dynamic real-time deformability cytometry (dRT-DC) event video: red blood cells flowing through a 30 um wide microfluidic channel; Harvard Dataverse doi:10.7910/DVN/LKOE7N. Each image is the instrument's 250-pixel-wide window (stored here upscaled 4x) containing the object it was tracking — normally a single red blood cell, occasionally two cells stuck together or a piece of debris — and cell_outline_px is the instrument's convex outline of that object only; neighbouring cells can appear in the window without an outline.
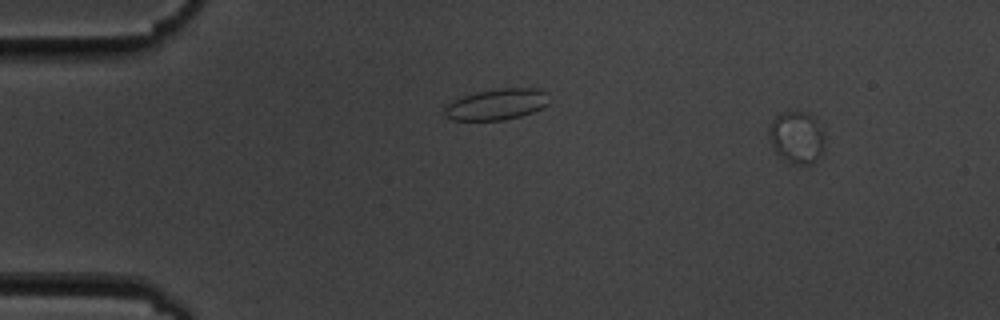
{"species": "common noctule bat (a hibernating species)", "species_latin": "Nyctalus noctula", "temperature_condition": "cold", "stored_images_in_passage": 3, "camera_frame_rate_fps": 3000, "um_per_image_px": 0.085, "animal": {"sex": "male", "body_mass_g": 19.5, "forearm_length_mm": 54.6}, "frame": {"image": 1, "passage_image": 1, "time_ms": 0.0, "image_size_px": [1000, 320], "cell_outline_px": [[824, 148], [808, 164], [796, 164], [788, 160], [776, 152], [768, 132], [768, 128], [776, 116], [784, 112], [804, 112], [816, 116], [824, 132]], "centroid_in_image_um": [67.75, 11.61], "position_along_channel_um": 17.2, "area_um2": 16.47}}
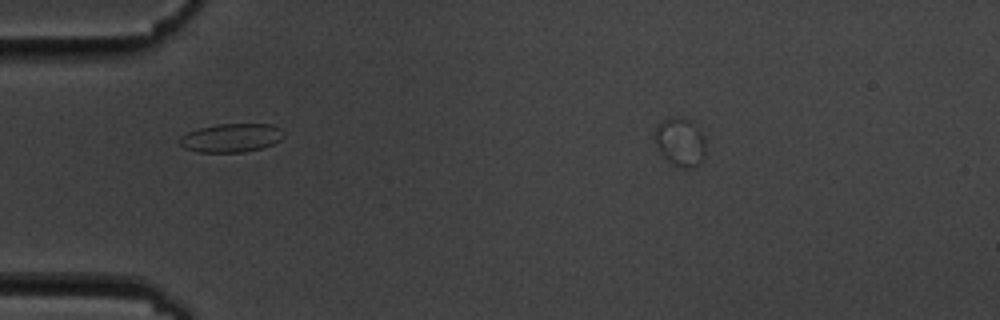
{"frame": {"image": 2, "passage_image": 2, "time_ms": 1.333, "image_size_px": [1000, 320], "cell_outline_px": [[284, 136], [280, 140], [272, 144], [260, 148], [244, 152], [196, 152], [184, 148], [180, 144], [180, 136], [188, 132], [200, 128], [216, 124], [272, 124], [280, 128]], "centroid_in_image_um": [19.64, 11.71], "position_along_channel_um": 65.4, "area_um2": 17.28}}
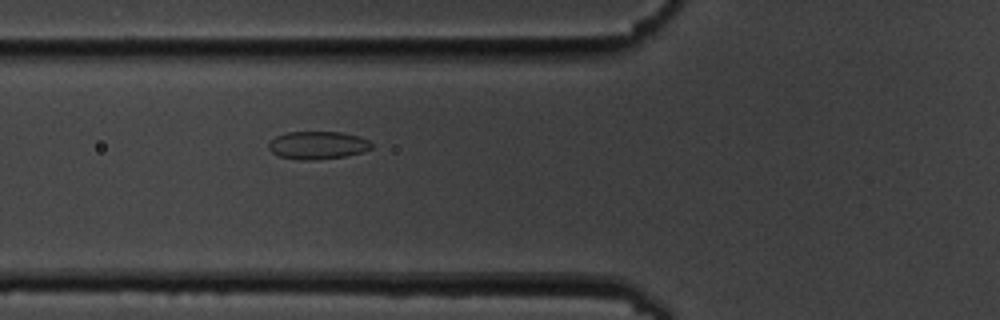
{"frame": {"image": 3, "passage_image": 3, "time_ms": 2.333, "image_size_px": [1000, 320], "cell_outline_px": [[372, 148], [364, 152], [348, 156], [316, 160], [300, 160], [280, 156], [272, 152], [268, 148], [268, 144], [276, 136], [284, 132], [340, 132], [360, 136], [368, 140], [372, 144]], "centroid_in_image_um": [27.03, 12.35], "position_along_channel_um": 98.8, "area_um2": 16.88}}